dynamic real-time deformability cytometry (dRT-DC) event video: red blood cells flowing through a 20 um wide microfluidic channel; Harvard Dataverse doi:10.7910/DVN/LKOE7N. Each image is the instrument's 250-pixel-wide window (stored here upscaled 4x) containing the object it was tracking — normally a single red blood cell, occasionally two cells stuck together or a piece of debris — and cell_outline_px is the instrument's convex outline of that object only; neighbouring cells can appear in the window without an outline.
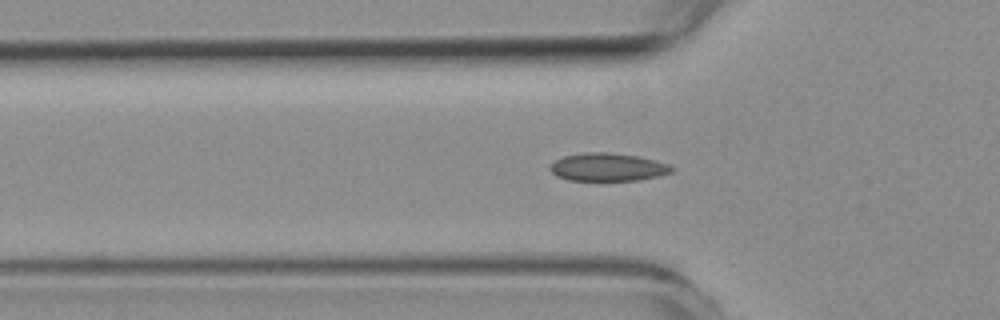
{"species": "common noctule bat (a hibernating species)", "species_latin": "Nyctalus noctula", "temperature_condition": "room temperature", "stored_images_in_passage": 41, "segment_of_instrument_passage": [1, 2], "camera_frame_rate_fps": 3000, "um_per_image_px": 0.085, "animal": {"sex": "female", "body_mass_g": 19.3, "forearm_length_mm": 54.1}, "frame": {"image": 1, "passage_image": 4, "time_ms": 1.0, "image_size_px": [1000, 320], "cell_outline_px": [[676, 172], [660, 176], [640, 180], [568, 180], [556, 176], [548, 168], [556, 160], [564, 156], [584, 152], [608, 152], [636, 156], [668, 164], [676, 168]], "centroid_in_image_um": [51.7, 14.21], "position_along_channel_um": 74.1, "area_um2": 19.88}}
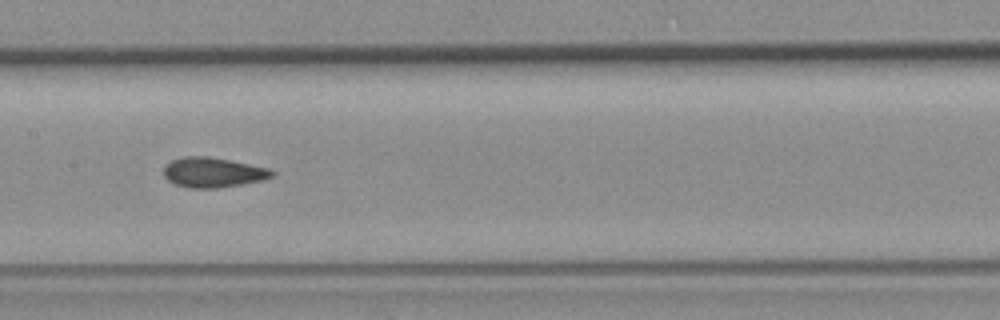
{"frame": {"image": 2, "passage_image": 13, "time_ms": 4.0, "image_size_px": [1000, 320], "cell_outline_px": [[276, 176], [264, 180], [244, 184], [220, 188], [188, 188], [176, 184], [168, 180], [164, 176], [164, 164], [172, 160], [184, 156], [208, 156], [268, 168], [276, 172]], "centroid_in_image_um": [18.12, 14.66], "position_along_channel_um": 189.3, "area_um2": 19.07}}
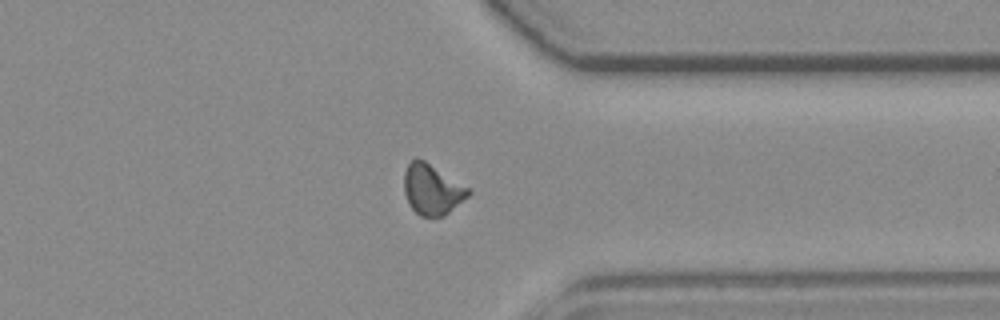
{"frame": {"image": 3, "passage_image": 28, "time_ms": 9.0, "image_size_px": [1000, 320], "cell_outline_px": [[472, 192], [468, 196], [444, 216], [420, 216], [408, 204], [404, 192], [404, 172], [408, 164], [416, 156], [424, 160], [472, 188]], "centroid_in_image_um": [36.74, 16.08], "position_along_channel_um": 374.7, "area_um2": 19.13}}